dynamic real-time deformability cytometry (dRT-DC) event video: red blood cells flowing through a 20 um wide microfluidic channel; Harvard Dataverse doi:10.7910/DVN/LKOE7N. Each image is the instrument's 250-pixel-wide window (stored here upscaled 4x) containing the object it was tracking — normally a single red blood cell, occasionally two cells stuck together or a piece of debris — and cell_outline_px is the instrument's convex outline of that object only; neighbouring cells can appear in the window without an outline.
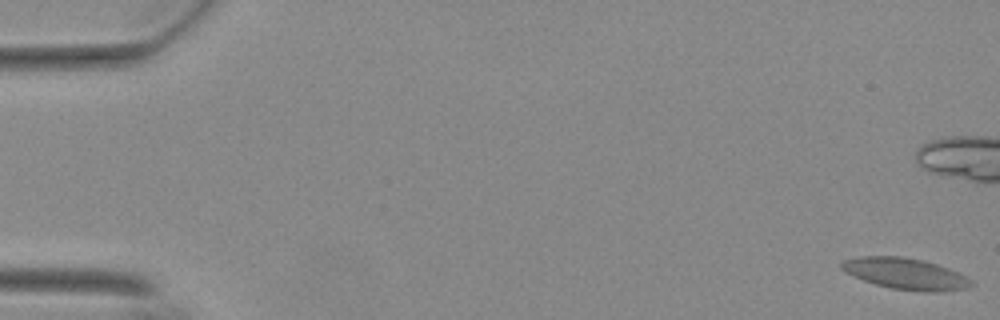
{"species": "Egyptian fruit bat (a non-hibernating species)", "species_latin": "Rousettus aegyptiacus", "temperature_condition": "warm", "stored_images_in_passage": 16, "camera_frame_rate_fps": 3000, "um_per_image_px": 0.085, "animal": {"sex": "female"}, "frame": {"image": 1, "passage_image": 1, "time_ms": 0.0, "image_size_px": [1000, 320], "cell_outline_px": [[976, 284], [968, 288], [940, 292], [924, 292], [892, 288], [876, 284], [864, 280], [840, 268], [840, 264], [844, 260], [860, 256], [900, 256], [920, 260], [936, 264], [948, 268], [972, 280]], "centroid_in_image_um": [77.01, 23.27], "position_along_channel_um": 8.0, "area_um2": 23.35}}